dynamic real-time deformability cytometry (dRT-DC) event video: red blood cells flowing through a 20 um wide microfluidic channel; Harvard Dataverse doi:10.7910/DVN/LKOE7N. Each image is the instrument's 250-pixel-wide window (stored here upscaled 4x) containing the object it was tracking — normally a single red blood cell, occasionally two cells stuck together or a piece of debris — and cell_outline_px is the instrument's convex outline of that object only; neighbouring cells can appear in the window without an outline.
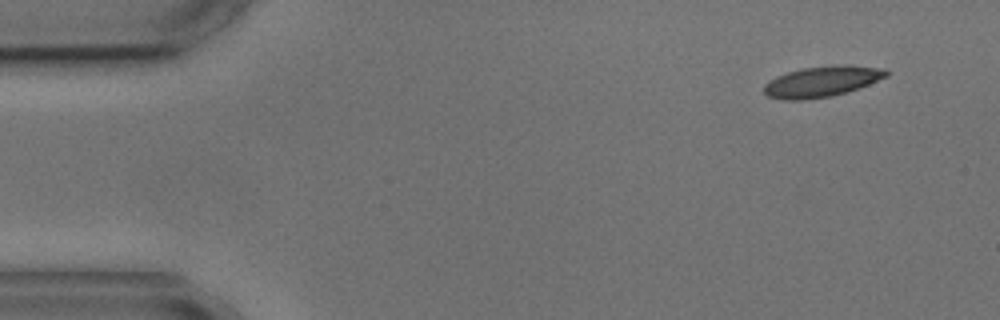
{"species": "common noctule bat (a hibernating species)", "species_latin": "Nyctalus noctula", "temperature_condition": "cold", "stored_images_in_passage": 4, "camera_frame_rate_fps": 3000, "um_per_image_px": 0.085, "animal": {"sex": "male", "body_mass_g": 17.9, "forearm_length_mm": 54.2}, "frame": {"image": 1, "passage_image": 1, "time_ms": 0.0, "image_size_px": [1000, 320], "cell_outline_px": [[888, 76], [860, 88], [828, 96], [804, 100], [784, 100], [768, 96], [764, 92], [764, 84], [776, 76], [788, 72], [804, 68], [884, 68], [888, 72]], "centroid_in_image_um": [69.76, 6.99], "position_along_channel_um": 15.2, "area_um2": 20.58}}
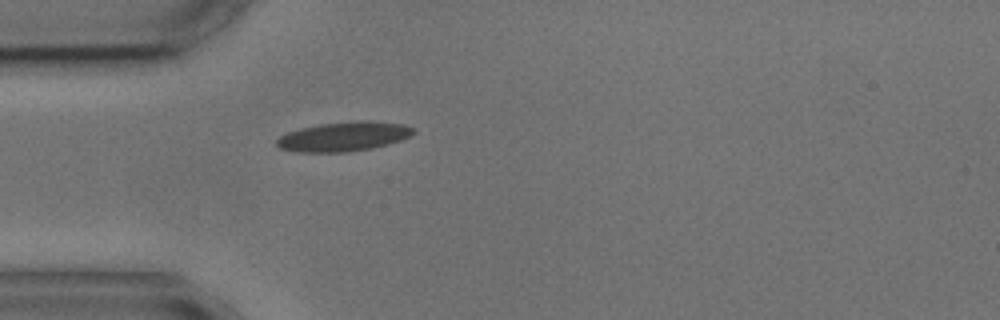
{"frame": {"image": 2, "passage_image": 4, "time_ms": 3.667, "image_size_px": [1000, 320], "cell_outline_px": [[416, 132], [412, 136], [388, 144], [372, 148], [344, 152], [296, 152], [280, 148], [276, 144], [276, 140], [280, 136], [288, 132], [300, 128], [320, 124], [364, 120], [368, 120], [404, 124], [412, 128]], "centroid_in_image_um": [29.23, 11.6], "position_along_channel_um": 55.8, "area_um2": 23.41}}